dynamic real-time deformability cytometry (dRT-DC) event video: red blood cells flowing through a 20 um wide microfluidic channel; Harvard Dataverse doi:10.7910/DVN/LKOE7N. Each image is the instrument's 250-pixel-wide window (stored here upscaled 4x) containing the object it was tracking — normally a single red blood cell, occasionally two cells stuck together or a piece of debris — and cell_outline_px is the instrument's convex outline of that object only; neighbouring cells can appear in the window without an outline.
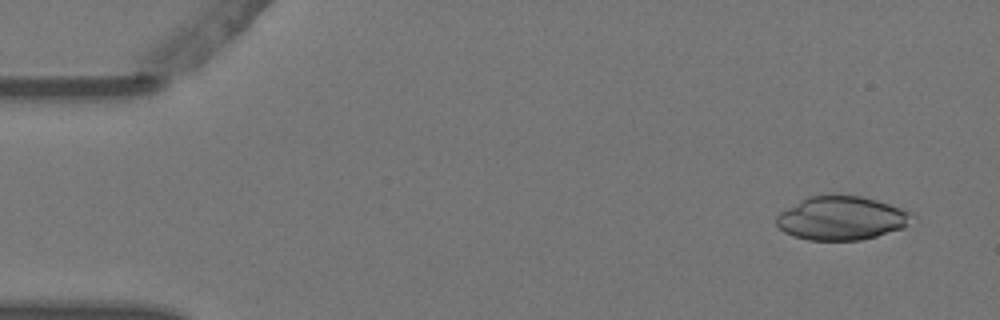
{"species": "Egyptian fruit bat (a non-hibernating species)", "species_latin": "Rousettus aegyptiacus", "temperature_condition": "warm", "stored_images_in_passage": 4, "camera_frame_rate_fps": 3000, "um_per_image_px": 0.085, "animal": {"sex": "female"}, "frame": {"image": 1, "passage_image": 1, "time_ms": 0.0, "image_size_px": [1000, 320], "cell_outline_px": [[916, 216], [904, 228], [876, 236], [860, 240], [808, 240], [792, 236], [784, 232], [776, 224], [776, 216], [780, 212], [800, 200], [808, 196], [860, 196], [876, 200], [912, 212]], "centroid_in_image_um": [71.53, 18.56], "position_along_channel_um": 13.5, "area_um2": 34.39}}